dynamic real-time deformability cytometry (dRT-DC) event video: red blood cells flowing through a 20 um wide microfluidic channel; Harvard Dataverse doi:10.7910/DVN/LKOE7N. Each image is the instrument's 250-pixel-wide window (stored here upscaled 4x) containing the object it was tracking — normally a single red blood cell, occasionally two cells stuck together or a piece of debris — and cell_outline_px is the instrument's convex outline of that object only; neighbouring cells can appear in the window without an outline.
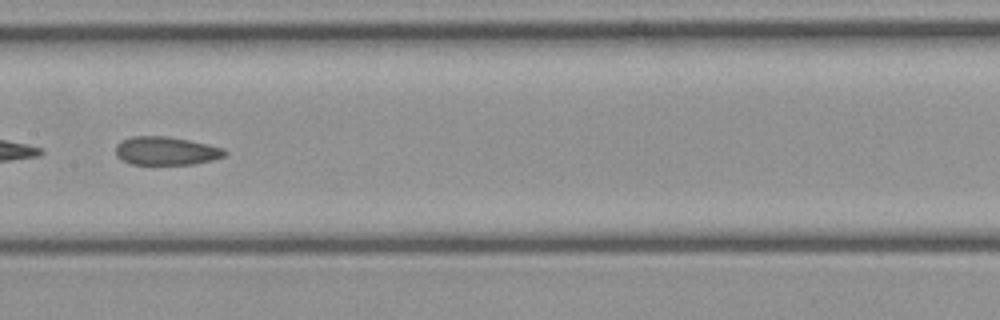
{"species": "common noctule bat (a hibernating species)", "species_latin": "Nyctalus noctula", "temperature_condition": "cold", "stored_images_in_passage": 40, "camera_frame_rate_fps": 3000, "um_per_image_px": 0.085, "animal": {"sex": "female", "body_mass_g": 21.9}, "frame": {"image": 1, "passage_image": 18, "time_ms": 5.667, "image_size_px": [1000, 320], "cell_outline_px": [[228, 152], [224, 156], [212, 160], [192, 164], [132, 164], [116, 156], [116, 144], [120, 140], [132, 136], [168, 136], [208, 144], [224, 148]], "centroid_in_image_um": [14.11, 12.81], "position_along_channel_um": 193.3, "area_um2": 18.03}}
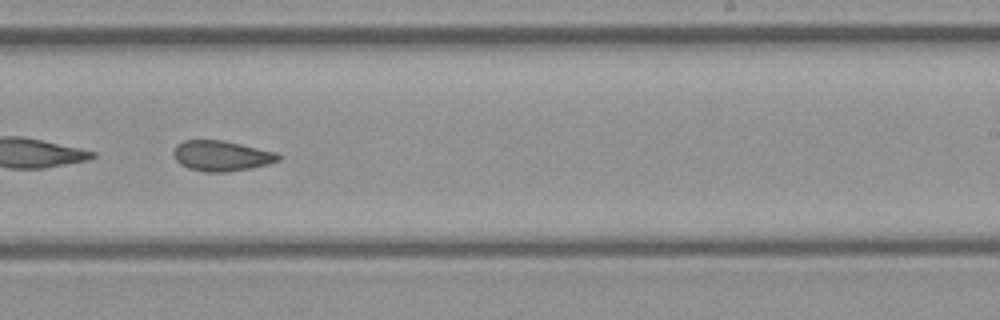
{"frame": {"image": 2, "passage_image": 23, "time_ms": 7.333, "image_size_px": [1000, 320], "cell_outline_px": [[280, 160], [268, 164], [252, 168], [224, 172], [204, 172], [188, 168], [180, 164], [176, 160], [172, 152], [176, 144], [184, 140], [224, 140], [276, 152], [280, 156]], "centroid_in_image_um": [18.8, 13.24], "position_along_channel_um": 270.2, "area_um2": 18.67}}